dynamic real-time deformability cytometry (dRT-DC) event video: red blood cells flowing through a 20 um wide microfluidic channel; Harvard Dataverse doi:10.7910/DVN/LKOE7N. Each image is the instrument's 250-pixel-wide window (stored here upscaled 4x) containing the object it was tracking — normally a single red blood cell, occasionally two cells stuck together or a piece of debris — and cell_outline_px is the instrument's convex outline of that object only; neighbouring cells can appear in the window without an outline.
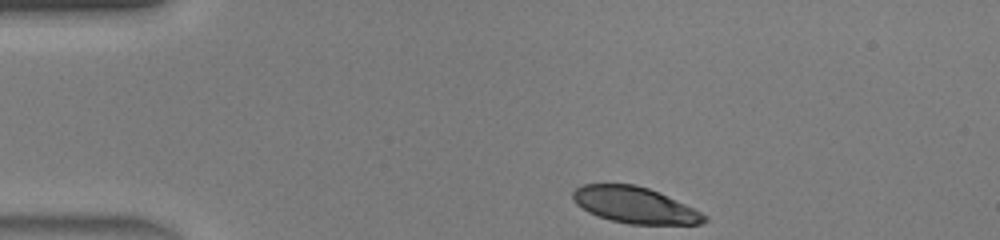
{"species": "human", "species_latin": "Homo sapiens", "temperature_condition": "warm", "stored_images_in_passage": 33, "camera_frame_rate_fps": 3000, "um_per_image_px": 0.085, "donor": {"sex": "male"}, "frame": {"image": 1, "passage_image": 1, "time_ms": 0.0, "image_size_px": [1000, 240], "cell_outline_px": [[708, 220], [704, 224], [628, 224], [596, 216], [588, 212], [576, 204], [572, 196], [572, 192], [576, 188], [584, 184], [636, 184], [660, 192], [708, 216]], "centroid_in_image_um": [53.95, 17.43], "position_along_channel_um": 31.0, "area_um2": 27.74}}
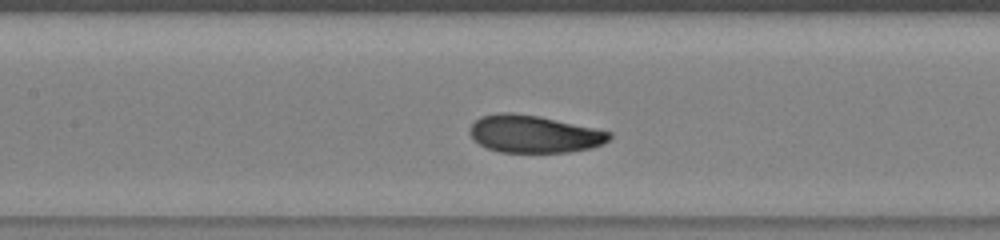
{"frame": {"image": 2, "passage_image": 14, "time_ms": 4.333, "image_size_px": [1000, 240], "cell_outline_px": [[612, 136], [604, 144], [592, 148], [568, 152], [500, 152], [488, 148], [480, 144], [468, 132], [468, 128], [480, 116], [500, 112], [512, 112], [540, 116], [596, 128], [612, 132]], "centroid_in_image_um": [45.41, 11.38], "position_along_channel_um": 162.0, "area_um2": 30.63}}
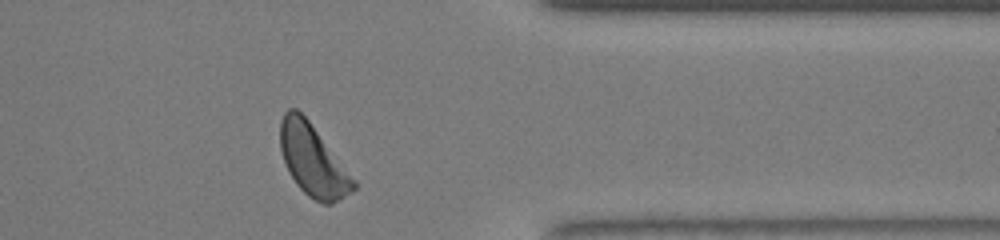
{"frame": {"image": 3, "passage_image": 30, "time_ms": 9.667, "image_size_px": [1000, 240], "cell_outline_px": [[356, 188], [352, 192], [332, 204], [324, 204], [308, 196], [296, 184], [284, 160], [280, 148], [280, 120], [284, 112], [288, 108], [296, 108], [308, 120], [356, 180]], "centroid_in_image_um": [26.6, 13.63], "position_along_channel_um": 384.8, "area_um2": 30.17}, "authors_computed_cell_mechanics": {"area_um2": 30.345, "velocity_mm_per_s": 4.4245, "shape_relaxation_time_tau1_ms": 2.7765, "shape_relaxation_time_tau2_ms": 1.7686, "deformation_change_tau1": 0.1609, "deformation_change_tau2": 0.0764}}